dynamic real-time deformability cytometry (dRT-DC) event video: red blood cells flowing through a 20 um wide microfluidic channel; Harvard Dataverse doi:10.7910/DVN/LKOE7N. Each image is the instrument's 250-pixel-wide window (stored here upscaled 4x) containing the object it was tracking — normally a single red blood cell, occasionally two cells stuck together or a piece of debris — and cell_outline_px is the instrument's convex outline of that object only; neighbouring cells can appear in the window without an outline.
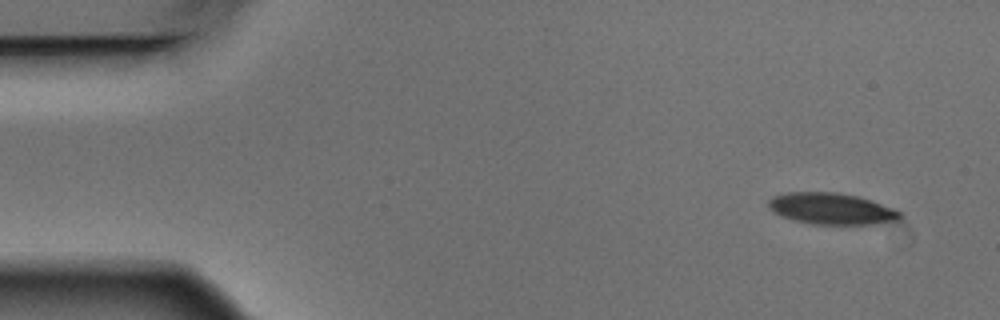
{"species": "Egyptian fruit bat (a non-hibernating species)", "species_latin": "Rousettus aegyptiacus", "temperature_condition": "warm", "stored_images_in_passage": 4, "camera_frame_rate_fps": 3000, "um_per_image_px": 0.085, "animal": {"sex": "male"}, "frame": {"image": 1, "passage_image": 1, "time_ms": 0.0, "image_size_px": [1000, 320], "cell_outline_px": [[904, 220], [872, 224], [812, 224], [796, 220], [784, 216], [776, 212], [768, 204], [768, 200], [772, 196], [788, 192], [836, 192], [856, 196], [872, 200], [896, 208], [904, 216]], "centroid_in_image_um": [70.78, 17.73], "position_along_channel_um": 14.2, "area_um2": 24.1}}